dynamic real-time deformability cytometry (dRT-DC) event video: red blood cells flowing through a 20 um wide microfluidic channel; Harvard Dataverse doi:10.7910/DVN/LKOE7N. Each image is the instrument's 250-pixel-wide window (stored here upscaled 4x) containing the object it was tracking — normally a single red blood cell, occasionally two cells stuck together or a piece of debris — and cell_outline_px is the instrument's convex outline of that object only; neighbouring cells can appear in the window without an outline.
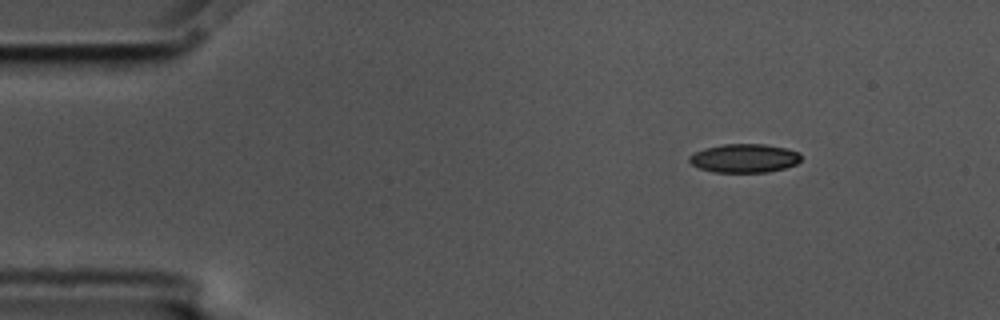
{"species": "common noctule bat (a hibernating species)", "species_latin": "Nyctalus noctula", "temperature_condition": "cold", "stored_images_in_passage": 11, "camera_frame_rate_fps": 3000, "um_per_image_px": 0.085, "animal": {"sex": "male", "body_mass_g": 17.5, "forearm_length_mm": 52.3}, "frame": {"image": 1, "passage_image": 1, "time_ms": 0.0, "image_size_px": [1000, 320], "cell_outline_px": [[800, 160], [796, 164], [784, 168], [768, 172], [712, 172], [700, 168], [692, 164], [688, 160], [688, 156], [704, 148], [724, 144], [764, 144], [788, 148], [800, 152]], "centroid_in_image_um": [63.28, 13.44], "position_along_channel_um": 21.7, "area_um2": 18.73}}
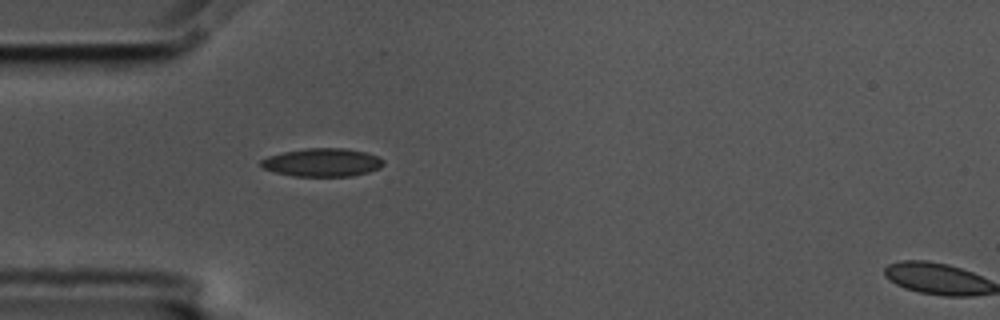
{"frame": {"image": 2, "passage_image": 10, "time_ms": 3.0, "image_size_px": [1000, 320], "cell_outline_px": [[384, 164], [380, 168], [368, 172], [352, 176], [292, 176], [276, 172], [264, 168], [260, 164], [260, 160], [268, 156], [284, 152], [308, 148], [344, 148], [364, 152], [376, 156], [384, 160]], "centroid_in_image_um": [27.4, 13.81], "position_along_channel_um": 57.6, "area_um2": 20.0}}